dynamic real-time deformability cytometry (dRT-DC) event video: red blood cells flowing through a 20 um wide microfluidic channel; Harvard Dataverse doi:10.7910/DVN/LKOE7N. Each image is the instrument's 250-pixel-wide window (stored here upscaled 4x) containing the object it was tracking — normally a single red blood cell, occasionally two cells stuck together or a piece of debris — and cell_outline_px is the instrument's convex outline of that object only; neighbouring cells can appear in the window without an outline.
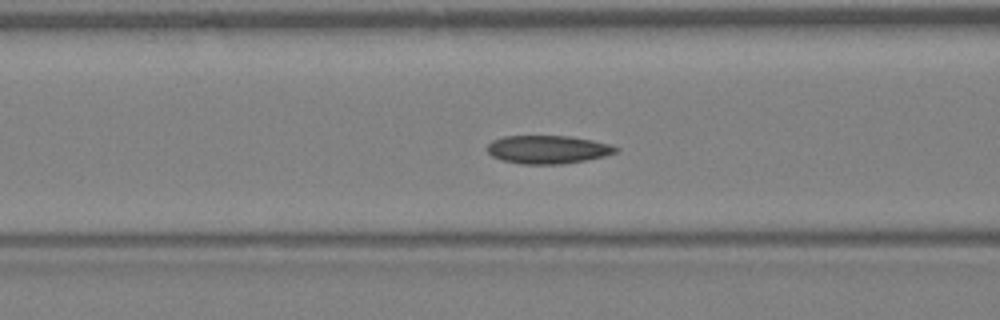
{"species": "Egyptian fruit bat (a non-hibernating species)", "species_latin": "Rousettus aegyptiacus", "temperature_condition": "warm", "stored_images_in_passage": 37, "camera_frame_rate_fps": 3000, "um_per_image_px": 0.085, "animal": {"sex": "female"}, "frame": {"image": 1, "passage_image": 12, "time_ms": 3.667, "image_size_px": [1000, 320], "cell_outline_px": [[620, 148], [616, 152], [604, 156], [564, 164], [520, 164], [500, 160], [492, 156], [484, 148], [492, 140], [504, 136], [568, 136], [592, 140], [612, 144]], "centroid_in_image_um": [46.53, 12.71], "position_along_channel_um": 120.1, "area_um2": 21.33}}
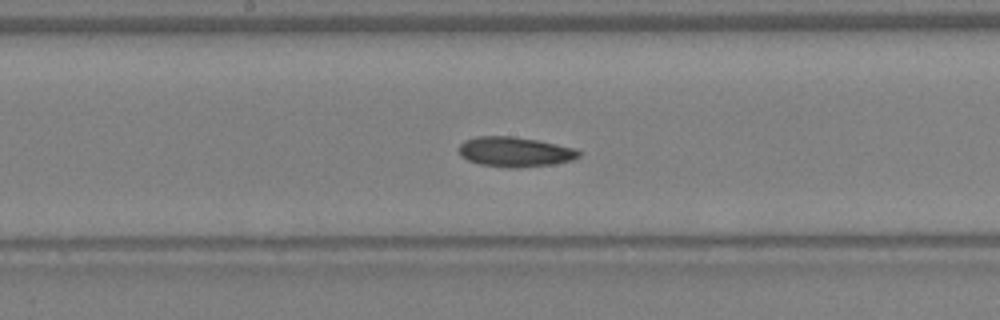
{"frame": {"image": 2, "passage_image": 17, "time_ms": 5.333, "image_size_px": [1000, 320], "cell_outline_px": [[580, 156], [572, 160], [552, 164], [520, 168], [508, 168], [480, 164], [468, 160], [460, 156], [460, 144], [464, 140], [476, 136], [512, 136], [536, 140], [576, 148], [580, 152]], "centroid_in_image_um": [43.76, 12.91], "position_along_channel_um": 204.4, "area_um2": 20.92}}
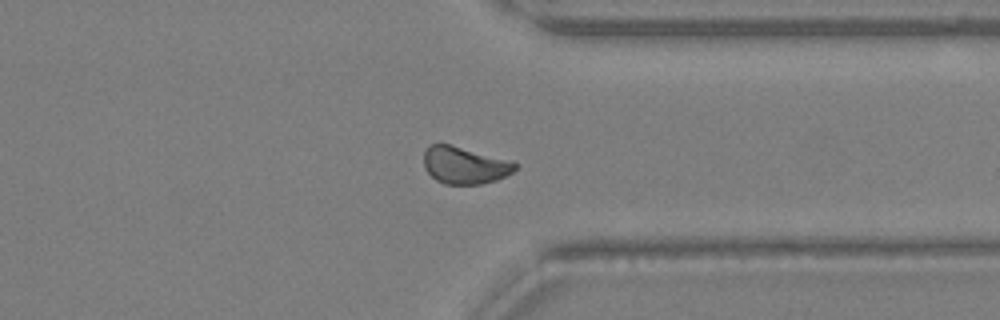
{"frame": {"image": 3, "passage_image": 27, "time_ms": 8.667, "image_size_px": [1000, 320], "cell_outline_px": [[516, 168], [512, 172], [496, 180], [480, 184], [444, 184], [436, 180], [424, 168], [424, 152], [428, 144], [452, 144], [504, 160], [516, 164]], "centroid_in_image_um": [39.41, 14.05], "position_along_channel_um": 372.0, "area_um2": 19.36}}